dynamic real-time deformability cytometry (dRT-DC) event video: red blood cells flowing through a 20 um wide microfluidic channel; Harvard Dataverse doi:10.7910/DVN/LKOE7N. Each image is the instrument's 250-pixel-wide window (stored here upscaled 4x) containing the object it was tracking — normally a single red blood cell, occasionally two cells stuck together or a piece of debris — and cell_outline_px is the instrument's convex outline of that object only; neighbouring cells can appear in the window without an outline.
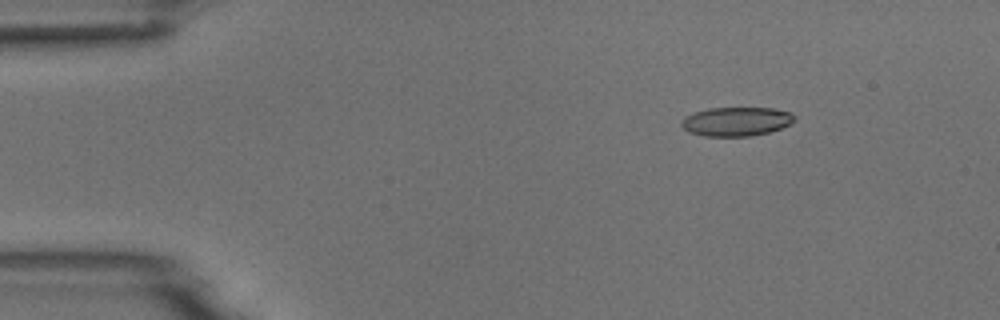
{"species": "common noctule bat (a hibernating species)", "species_latin": "Nyctalus noctula", "temperature_condition": "room temperature", "stored_images_in_passage": 5, "camera_frame_rate_fps": 3000, "um_per_image_px": 0.085, "animal": {"sex": "male", "body_mass_g": 18.8}, "frame": {"image": 1, "passage_image": 2, "time_ms": 1.0, "image_size_px": [1000, 320], "cell_outline_px": [[796, 116], [792, 124], [768, 132], [752, 136], [704, 136], [688, 132], [680, 124], [684, 116], [708, 108], [772, 108], [792, 112]], "centroid_in_image_um": [62.6, 10.32], "position_along_channel_um": 22.4, "area_um2": 19.19}}
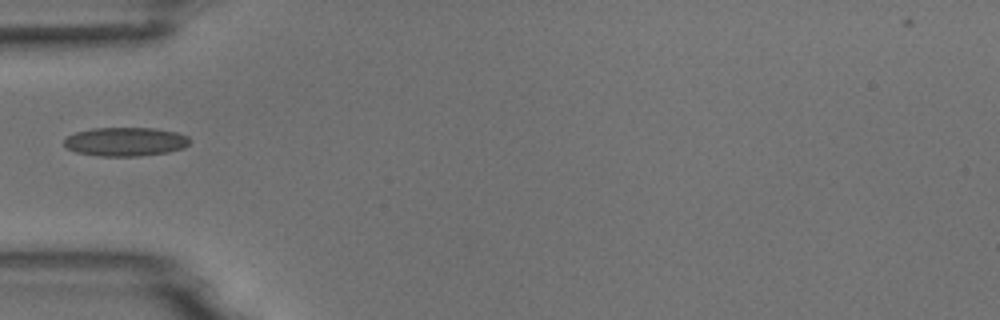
{"frame": {"image": 2, "passage_image": 5, "time_ms": 4.333, "image_size_px": [1000, 320], "cell_outline_px": [[192, 140], [184, 148], [168, 152], [136, 156], [100, 156], [76, 152], [68, 148], [64, 144], [64, 140], [68, 136], [76, 132], [92, 128], [156, 128], [176, 132], [188, 136]], "centroid_in_image_um": [10.69, 12.04], "position_along_channel_um": 74.3, "area_um2": 21.1}}